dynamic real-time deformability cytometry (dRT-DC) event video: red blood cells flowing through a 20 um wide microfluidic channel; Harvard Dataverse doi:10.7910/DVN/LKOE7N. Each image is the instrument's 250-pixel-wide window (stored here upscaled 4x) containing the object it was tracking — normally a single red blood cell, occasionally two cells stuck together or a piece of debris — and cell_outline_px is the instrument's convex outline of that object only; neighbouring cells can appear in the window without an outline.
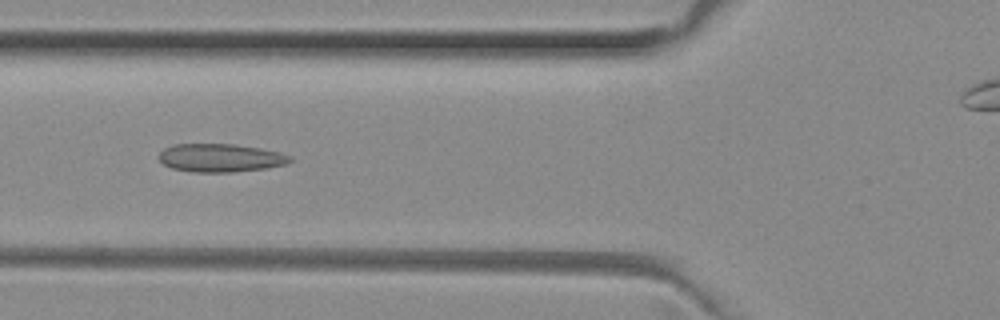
{"species": "common noctule bat (a hibernating species)", "species_latin": "Nyctalus noctula", "temperature_condition": "room temperature", "stored_images_in_passage": 52, "camera_frame_rate_fps": 3000, "um_per_image_px": 0.085, "animal": {"sex": "female", "body_mass_g": 29.2, "forearm_length_mm": 56.3}, "frame": {"image": 1, "passage_image": 19, "time_ms": 6.0, "image_size_px": [1000, 320], "cell_outline_px": [[292, 160], [288, 164], [268, 168], [232, 172], [192, 172], [172, 168], [164, 164], [156, 156], [164, 148], [172, 144], [236, 144], [260, 148], [280, 152], [292, 156]], "centroid_in_image_um": [18.75, 13.41], "position_along_channel_um": 107.0, "area_um2": 21.85}}
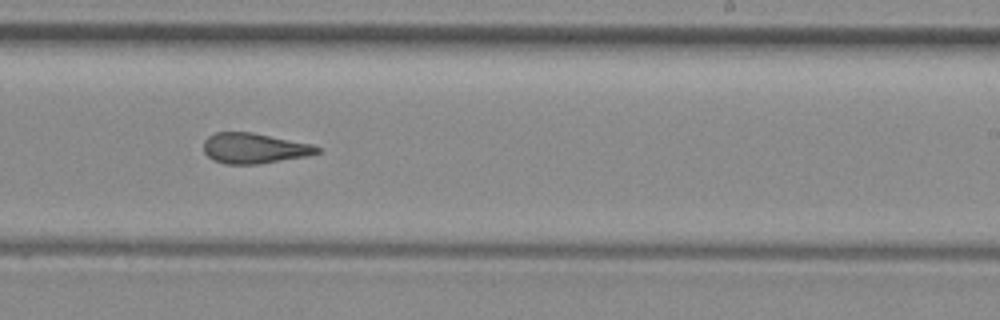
{"frame": {"image": 2, "passage_image": 31, "time_ms": 10.0, "image_size_px": [1000, 320], "cell_outline_px": [[320, 152], [308, 156], [260, 164], [224, 164], [212, 160], [204, 152], [204, 140], [208, 136], [216, 132], [252, 132], [312, 144], [320, 148]], "centroid_in_image_um": [21.6, 12.61], "position_along_channel_um": 267.4, "area_um2": 20.23}}
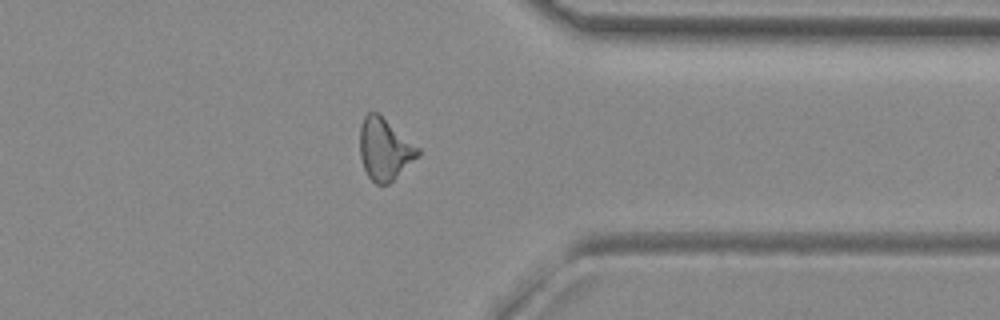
{"frame": {"image": 3, "passage_image": 40, "time_ms": 13.0, "image_size_px": [1000, 320], "cell_outline_px": [[420, 156], [388, 184], [376, 184], [368, 176], [364, 168], [360, 156], [360, 128], [364, 116], [368, 112], [376, 112], [420, 148]], "centroid_in_image_um": [32.7, 12.7], "position_along_channel_um": 378.7, "area_um2": 20.69}, "authors_computed_cell_mechanics": {"area_um2": 20.8658, "velocity_mm_per_s": 4.0075, "shape_relaxation_time_tau1_ms": null, "shape_relaxation_time_tau2_ms": 1.5032, "deformation_change_tau1": null, "deformation_change_tau2": 0.0905}}